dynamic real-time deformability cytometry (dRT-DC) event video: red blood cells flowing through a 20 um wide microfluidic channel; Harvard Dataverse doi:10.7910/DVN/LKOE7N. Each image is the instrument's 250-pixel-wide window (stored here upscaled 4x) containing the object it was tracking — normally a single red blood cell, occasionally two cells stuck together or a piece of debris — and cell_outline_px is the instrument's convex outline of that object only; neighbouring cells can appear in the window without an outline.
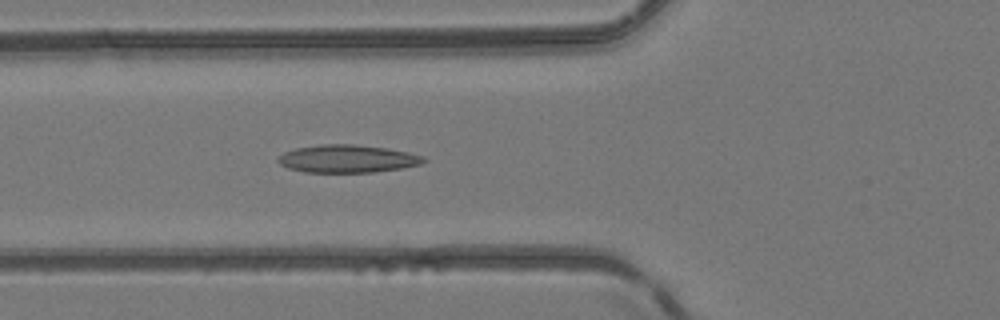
{"species": "common noctule bat (a hibernating species)", "species_latin": "Nyctalus noctula", "temperature_condition": "room temperature", "stored_images_in_passage": 42, "camera_frame_rate_fps": 3000, "um_per_image_px": 0.085, "animal": {"sex": "female", "body_mass_g": 24.6, "forearm_length_mm": 56.2}, "frame": {"image": 1, "passage_image": 11, "time_ms": 3.333, "image_size_px": [1000, 320], "cell_outline_px": [[428, 160], [420, 164], [400, 168], [372, 172], [304, 172], [288, 168], [280, 164], [276, 160], [284, 152], [296, 148], [320, 144], [352, 144], [388, 148], [408, 152], [424, 156]], "centroid_in_image_um": [29.53, 13.49], "position_along_channel_um": 96.3, "area_um2": 23.52}}
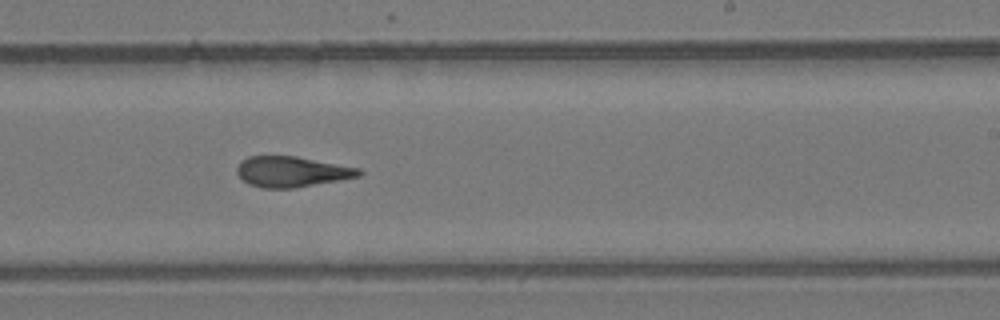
{"frame": {"image": 2, "passage_image": 23, "time_ms": 7.333, "image_size_px": [1000, 320], "cell_outline_px": [[364, 172], [360, 176], [340, 180], [292, 188], [264, 188], [248, 184], [236, 172], [236, 168], [240, 160], [248, 156], [296, 156], [360, 168]], "centroid_in_image_um": [24.79, 14.58], "position_along_channel_um": 264.2, "area_um2": 21.73}}
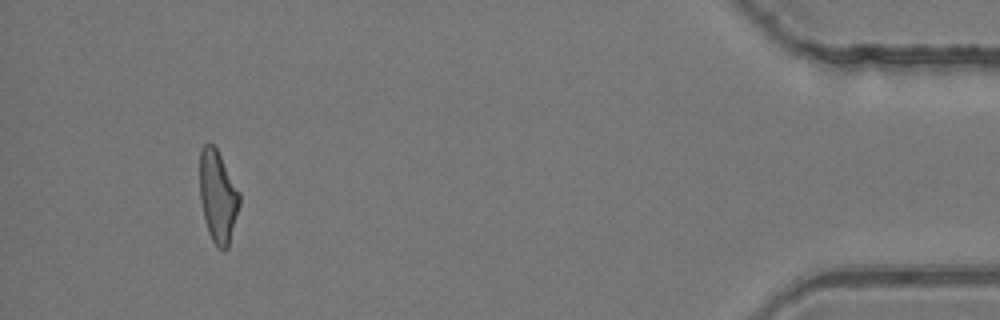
{"frame": {"image": 3, "passage_image": 39, "time_ms": 12.667, "image_size_px": [1000, 320], "cell_outline_px": [[240, 204], [228, 248], [216, 248], [208, 232], [200, 200], [200, 148], [204, 144], [212, 144], [216, 148], [240, 192]], "centroid_in_image_um": [18.52, 16.7], "position_along_channel_um": 416.7, "area_um2": 21.21}, "authors_computed_cell_mechanics": {"area_um2": 22.1663, "velocity_mm_per_s": 4.1827, "shape_relaxation_time_tau1_ms": null, "shape_relaxation_time_tau2_ms": 2.6792, "deformation_change_tau1": null, "deformation_change_tau2": 0.1151}}